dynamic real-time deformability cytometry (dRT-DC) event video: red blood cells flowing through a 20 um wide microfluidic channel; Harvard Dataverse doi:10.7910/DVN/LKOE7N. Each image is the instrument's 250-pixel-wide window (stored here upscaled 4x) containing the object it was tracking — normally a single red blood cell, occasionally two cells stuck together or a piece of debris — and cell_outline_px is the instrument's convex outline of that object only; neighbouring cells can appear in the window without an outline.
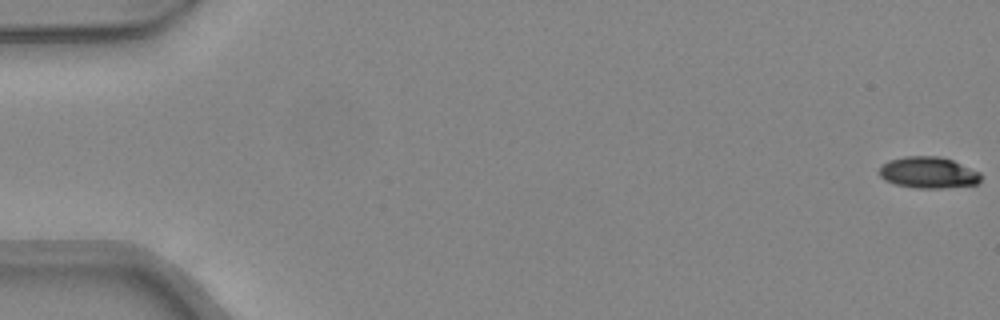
{"species": "common noctule bat (a hibernating species)", "species_latin": "Nyctalus noctula", "temperature_condition": "warm", "stored_images_in_passage": 48, "camera_frame_rate_fps": 3000, "um_per_image_px": 0.085, "animal": {"sex": "female", "body_mass_g": 24.6, "forearm_length_mm": 56.2}, "frame": {"image": 1, "passage_image": 1, "time_ms": 0.0, "image_size_px": [1000, 320], "cell_outline_px": [[980, 180], [976, 184], [944, 188], [916, 188], [896, 184], [884, 180], [880, 176], [880, 168], [888, 160], [904, 156], [936, 156], [952, 160], [980, 172]], "centroid_in_image_um": [78.89, 14.67], "position_along_channel_um": 6.1, "area_um2": 18.44}}
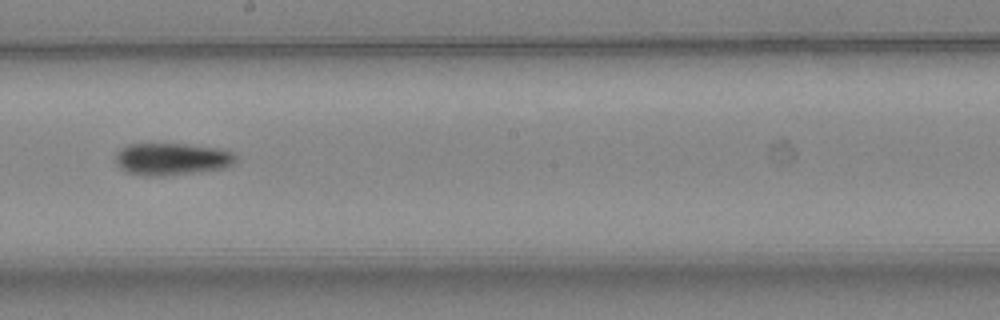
{"frame": {"image": 2, "passage_image": 28, "time_ms": 9.0, "image_size_px": [1000, 320], "cell_outline_px": [[240, 160], [224, 168], [200, 172], [160, 176], [144, 176], [128, 172], [120, 168], [116, 164], [116, 152], [120, 148], [128, 144], [184, 144], [216, 148], [232, 152]], "centroid_in_image_um": [14.6, 13.52], "position_along_channel_um": 233.6, "area_um2": 22.66}}
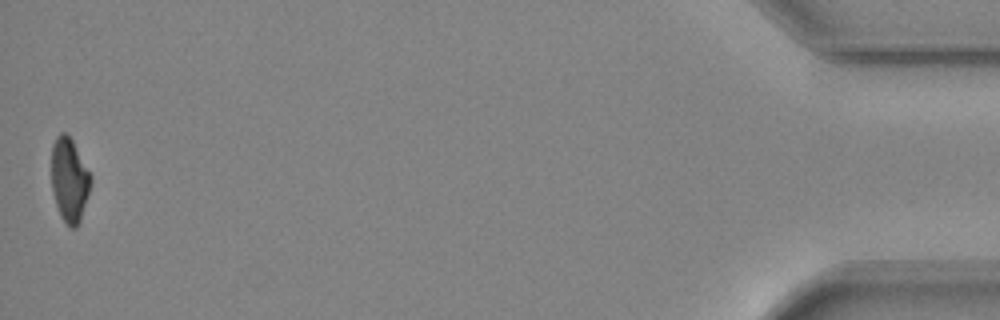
{"frame": {"image": 3, "passage_image": 48, "time_ms": 15.667, "image_size_px": [1000, 320], "cell_outline_px": [[92, 180], [80, 220], [76, 228], [72, 228], [60, 216], [56, 204], [52, 188], [52, 144], [56, 136], [60, 132], [64, 132], [72, 140], [92, 176]], "centroid_in_image_um": [5.89, 15.27], "position_along_channel_um": 429.3, "area_um2": 18.96}, "authors_computed_cell_mechanics": {"area_um2": 20.7502, "velocity_mm_per_s": 4.3724, "shape_relaxation_time_tau1_ms": 2.3317, "shape_relaxation_time_tau2_ms": 10.2583, "deformation_change_tau1": 0.138, "deformation_change_tau2": 0.2076}}